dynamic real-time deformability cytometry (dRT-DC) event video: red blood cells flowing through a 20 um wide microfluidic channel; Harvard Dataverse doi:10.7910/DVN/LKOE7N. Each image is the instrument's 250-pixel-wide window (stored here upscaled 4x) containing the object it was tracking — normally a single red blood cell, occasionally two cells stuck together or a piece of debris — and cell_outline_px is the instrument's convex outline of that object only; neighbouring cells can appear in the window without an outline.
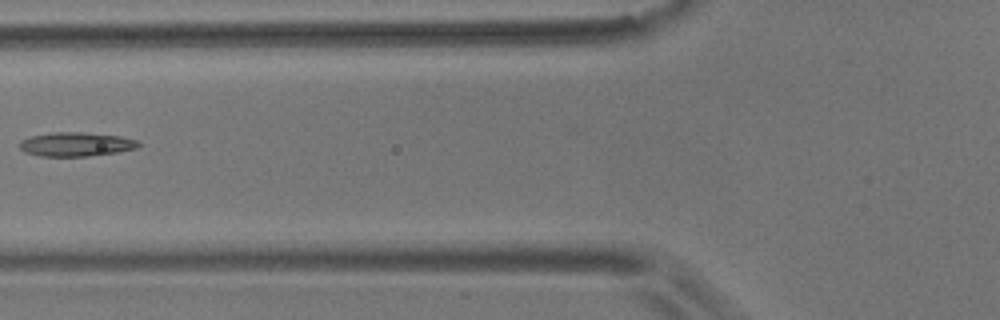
{"species": "common noctule bat (a hibernating species)", "species_latin": "Nyctalus noctula", "temperature_condition": "room temperature", "stored_images_in_passage": 7, "camera_frame_rate_fps": 3000, "um_per_image_px": 0.085, "animal": {"sex": "male", "body_mass_g": 17.9}, "frame": {"image": 1, "passage_image": 6, "time_ms": 6.0, "image_size_px": [1000, 320], "cell_outline_px": [[140, 144], [136, 148], [116, 152], [88, 156], [40, 156], [24, 152], [20, 148], [20, 140], [32, 136], [52, 132], [84, 132], [120, 136], [136, 140]], "centroid_in_image_um": [6.43, 12.26], "position_along_channel_um": 119.4, "area_um2": 16.53}}
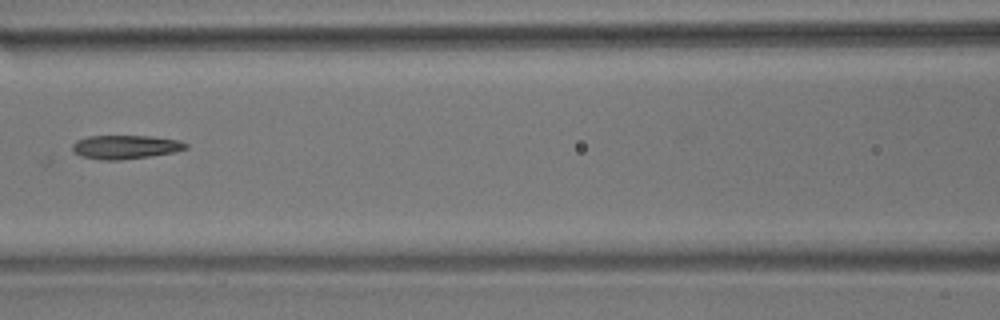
{"frame": {"image": 2, "passage_image": 7, "time_ms": 7.0, "image_size_px": [1000, 320], "cell_outline_px": [[188, 148], [176, 152], [152, 156], [120, 160], [100, 160], [80, 156], [72, 152], [72, 144], [76, 140], [88, 136], [152, 136], [180, 140], [188, 144]], "centroid_in_image_um": [10.66, 12.5], "position_along_channel_um": 155.9, "area_um2": 16.01}}